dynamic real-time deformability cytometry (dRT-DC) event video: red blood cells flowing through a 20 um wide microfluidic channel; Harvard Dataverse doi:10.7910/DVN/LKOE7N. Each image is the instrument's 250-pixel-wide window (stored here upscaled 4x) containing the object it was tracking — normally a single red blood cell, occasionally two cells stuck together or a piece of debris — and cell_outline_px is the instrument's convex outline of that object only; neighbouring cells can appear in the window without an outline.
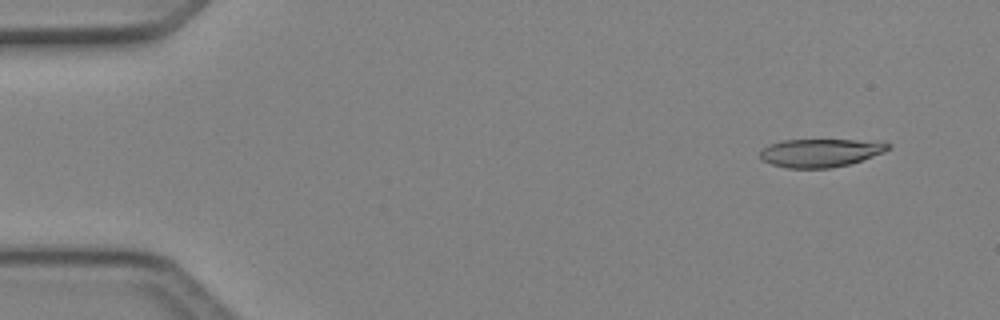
{"species": "Egyptian fruit bat (a non-hibernating species)", "species_latin": "Rousettus aegyptiacus", "temperature_condition": "cold", "stored_images_in_passage": 4, "camera_frame_rate_fps": 3000, "um_per_image_px": 0.085, "animal": {"sex": "female"}, "frame": {"image": 1, "passage_image": 1, "time_ms": 0.0, "image_size_px": [1000, 320], "cell_outline_px": [[892, 148], [884, 152], [848, 164], [832, 168], [788, 168], [772, 164], [764, 160], [760, 156], [760, 152], [768, 144], [784, 140], [856, 140], [892, 144]], "centroid_in_image_um": [69.72, 12.99], "position_along_channel_um": 15.3, "area_um2": 20.75}}
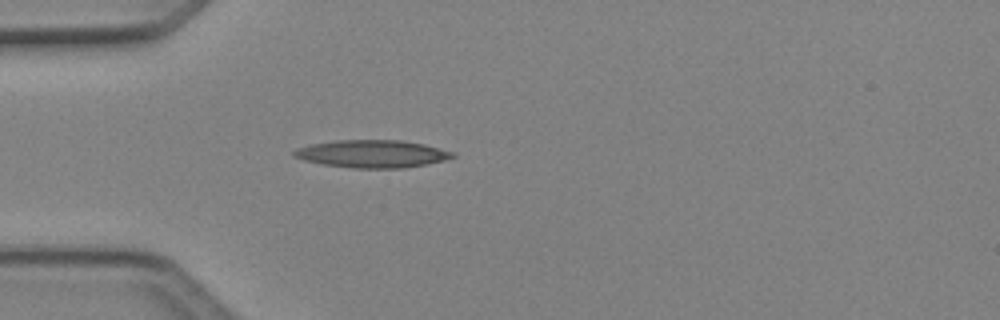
{"frame": {"image": 2, "passage_image": 4, "time_ms": 1.0, "image_size_px": [1000, 320], "cell_outline_px": [[456, 156], [444, 160], [404, 168], [356, 168], [324, 164], [304, 160], [292, 156], [292, 152], [296, 148], [308, 144], [336, 140], [400, 140], [424, 144], [456, 152]], "centroid_in_image_um": [31.62, 13.06], "position_along_channel_um": 53.4, "area_um2": 25.55}}